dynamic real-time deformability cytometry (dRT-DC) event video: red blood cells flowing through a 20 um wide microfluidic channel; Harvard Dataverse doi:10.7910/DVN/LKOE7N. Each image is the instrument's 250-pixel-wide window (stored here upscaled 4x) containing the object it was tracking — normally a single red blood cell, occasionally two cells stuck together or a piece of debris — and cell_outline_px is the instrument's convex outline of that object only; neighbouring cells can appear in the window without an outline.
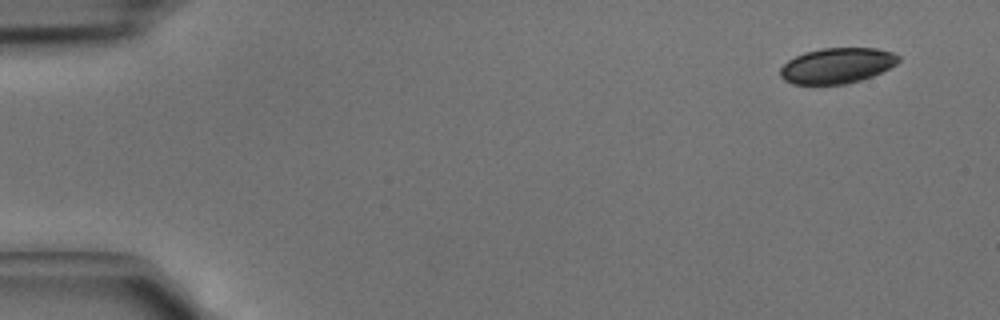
{"species": "common noctule bat (a hibernating species)", "species_latin": "Nyctalus noctula", "temperature_condition": "cold", "stored_images_in_passage": 4, "camera_frame_rate_fps": 3000, "um_per_image_px": 0.085, "animal": {"sex": "male", "body_mass_g": 15.6}, "frame": {"image": 1, "passage_image": 1, "time_ms": 0.0, "image_size_px": [1000, 320], "cell_outline_px": [[900, 60], [896, 64], [872, 76], [860, 80], [844, 84], [792, 84], [784, 80], [780, 76], [780, 68], [788, 60], [804, 52], [820, 48], [876, 48], [892, 52], [900, 56]], "centroid_in_image_um": [71.13, 5.57], "position_along_channel_um": 13.9, "area_um2": 24.45}}
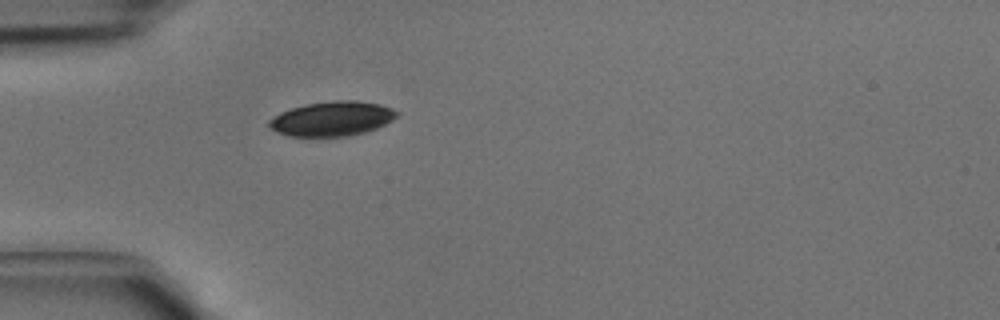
{"frame": {"image": 2, "passage_image": 4, "time_ms": 1.0, "image_size_px": [1000, 320], "cell_outline_px": [[400, 112], [392, 120], [376, 128], [364, 132], [348, 136], [288, 136], [276, 132], [268, 128], [268, 120], [280, 112], [304, 104], [336, 100], [356, 100], [380, 104], [392, 108]], "centroid_in_image_um": [28.2, 10.08], "position_along_channel_um": 56.8, "area_um2": 25.84}}